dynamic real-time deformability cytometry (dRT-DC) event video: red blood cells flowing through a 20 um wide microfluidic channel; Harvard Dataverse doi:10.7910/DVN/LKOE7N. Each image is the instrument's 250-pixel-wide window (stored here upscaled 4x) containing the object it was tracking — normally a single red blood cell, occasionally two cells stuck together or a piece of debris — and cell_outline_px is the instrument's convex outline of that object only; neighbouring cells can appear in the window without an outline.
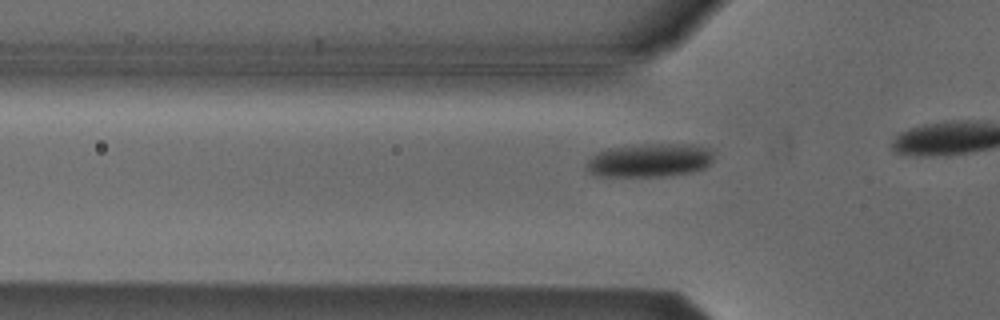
{"species": "Egyptian fruit bat (a non-hibernating species)", "species_latin": "Rousettus aegyptiacus", "temperature_condition": "cold", "stored_images_in_passage": 19, "camera_frame_rate_fps": 3000, "um_per_image_px": 0.085, "animal": {"sex": "male"}, "frame": {"image": 1, "passage_image": 14, "time_ms": 4.333, "image_size_px": [1000, 320], "cell_outline_px": [[712, 160], [704, 168], [692, 172], [664, 176], [596, 176], [588, 172], [584, 164], [596, 152], [608, 148], [644, 144], [692, 144], [712, 148]], "centroid_in_image_um": [55.19, 13.62], "position_along_channel_um": 70.6, "area_um2": 25.09}}